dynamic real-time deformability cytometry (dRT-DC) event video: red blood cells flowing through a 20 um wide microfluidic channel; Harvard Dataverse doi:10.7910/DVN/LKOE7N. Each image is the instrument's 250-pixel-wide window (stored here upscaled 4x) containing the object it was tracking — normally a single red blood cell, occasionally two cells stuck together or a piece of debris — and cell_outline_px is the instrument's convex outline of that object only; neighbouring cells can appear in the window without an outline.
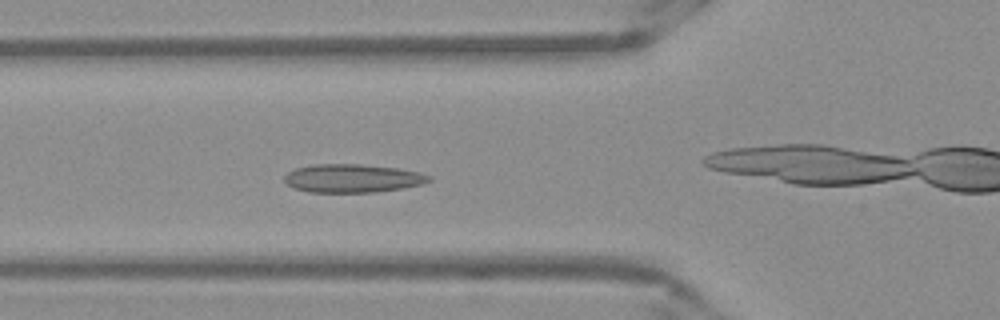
{"species": "Egyptian fruit bat (a non-hibernating species)", "species_latin": "Rousettus aegyptiacus", "temperature_condition": "warm", "stored_images_in_passage": 40, "camera_frame_rate_fps": 3000, "um_per_image_px": 0.085, "frame": {"image": 1, "passage_image": 9, "time_ms": 2.667, "image_size_px": [1000, 320], "cell_outline_px": [[432, 180], [424, 184], [404, 188], [372, 192], [308, 192], [292, 188], [284, 180], [284, 176], [288, 172], [296, 168], [312, 164], [360, 164], [396, 168], [420, 172], [432, 176]], "centroid_in_image_um": [29.97, 15.16], "position_along_channel_um": 95.8, "area_um2": 24.04}}
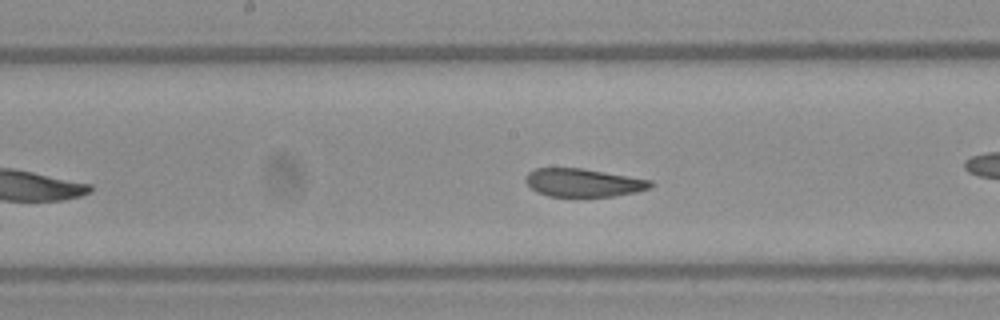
{"frame": {"image": 2, "passage_image": 17, "time_ms": 5.333, "image_size_px": [1000, 320], "cell_outline_px": [[652, 188], [636, 192], [612, 196], [548, 196], [536, 192], [524, 180], [524, 176], [528, 172], [536, 168], [584, 168], [652, 180]], "centroid_in_image_um": [49.57, 15.52], "position_along_channel_um": 198.6, "area_um2": 20.58}}
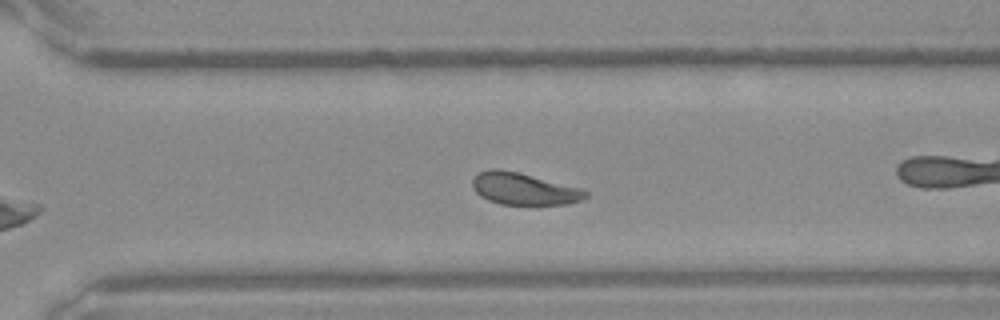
{"frame": {"image": 3, "passage_image": 27, "time_ms": 8.667, "image_size_px": [1000, 320], "cell_outline_px": [[588, 196], [580, 200], [568, 204], [500, 204], [488, 200], [480, 196], [472, 188], [472, 180], [480, 172], [488, 168], [500, 168], [580, 188], [588, 192]], "centroid_in_image_um": [44.48, 16.05], "position_along_channel_um": 326.1, "area_um2": 20.81}, "authors_computed_cell_mechanics": {"area_um2": 21.6172, "velocity_mm_per_s": 3.8327, "shape_relaxation_time_tau1_ms": 8.7635, "shape_relaxation_time_tau2_ms": 1.0276, "deformation_change_tau1": 0.1896, "deformation_change_tau2": 0.0492}}